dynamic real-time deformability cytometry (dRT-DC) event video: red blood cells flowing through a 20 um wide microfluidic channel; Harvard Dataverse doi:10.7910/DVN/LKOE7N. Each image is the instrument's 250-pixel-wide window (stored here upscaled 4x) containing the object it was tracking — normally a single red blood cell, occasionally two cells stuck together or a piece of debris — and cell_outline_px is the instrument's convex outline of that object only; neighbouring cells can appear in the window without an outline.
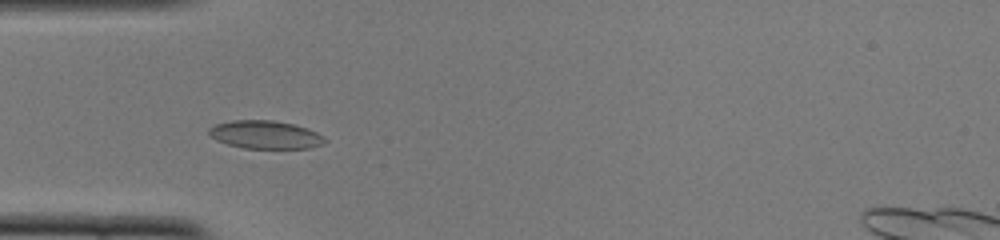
{"species": "common noctule bat (a hibernating species)", "species_latin": "Nyctalus noctula", "temperature_condition": "cold", "stored_images_in_passage": 47, "camera_frame_rate_fps": 3000, "um_per_image_px": 0.085, "animal": {"sex": "female", "body_mass_g": 22.0, "forearm_length_mm": 56.7}, "frame": {"image": 1, "passage_image": 11, "time_ms": 3.333, "image_size_px": [1000, 240], "cell_outline_px": [[328, 140], [324, 144], [308, 148], [244, 148], [228, 144], [216, 140], [208, 132], [208, 128], [216, 124], [232, 120], [272, 120], [292, 124], [308, 128], [324, 136]], "centroid_in_image_um": [22.57, 11.45], "position_along_channel_um": 62.4, "area_um2": 18.96}}
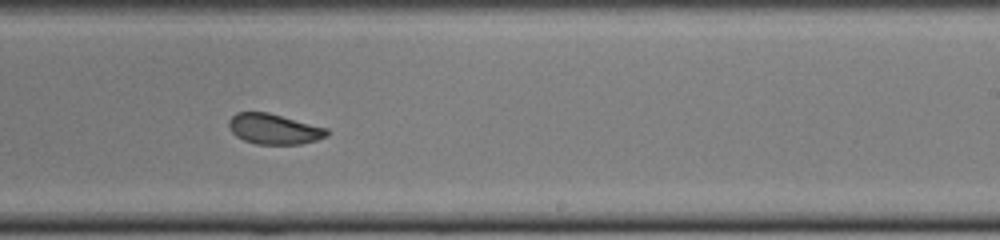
{"frame": {"image": 2, "passage_image": 27, "time_ms": 8.667, "image_size_px": [1000, 240], "cell_outline_px": [[328, 136], [316, 140], [300, 144], [256, 144], [244, 140], [236, 136], [228, 128], [228, 120], [236, 112], [268, 112], [328, 128]], "centroid_in_image_um": [23.27, 10.96], "position_along_channel_um": 265.7, "area_um2": 17.46}}
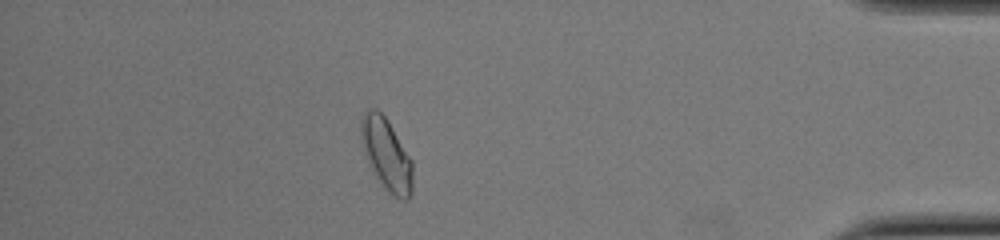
{"frame": {"image": 3, "passage_image": 41, "time_ms": 13.333, "image_size_px": [1000, 240], "cell_outline_px": [[412, 196], [408, 200], [404, 200], [388, 192], [384, 188], [372, 172], [360, 136], [360, 120], [364, 112], [368, 108], [376, 108], [388, 120], [412, 160]], "centroid_in_image_um": [32.85, 13.11], "position_along_channel_um": 402.4, "area_um2": 21.68}, "authors_computed_cell_mechanics": {"area_um2": 18.9584, "velocity_mm_per_s": 3.8407, "shape_relaxation_time_tau1_ms": 5.3614, "shape_relaxation_time_tau2_ms": 1.8139, "deformation_change_tau1": 0.0968, "deformation_change_tau2": 0.0589}}